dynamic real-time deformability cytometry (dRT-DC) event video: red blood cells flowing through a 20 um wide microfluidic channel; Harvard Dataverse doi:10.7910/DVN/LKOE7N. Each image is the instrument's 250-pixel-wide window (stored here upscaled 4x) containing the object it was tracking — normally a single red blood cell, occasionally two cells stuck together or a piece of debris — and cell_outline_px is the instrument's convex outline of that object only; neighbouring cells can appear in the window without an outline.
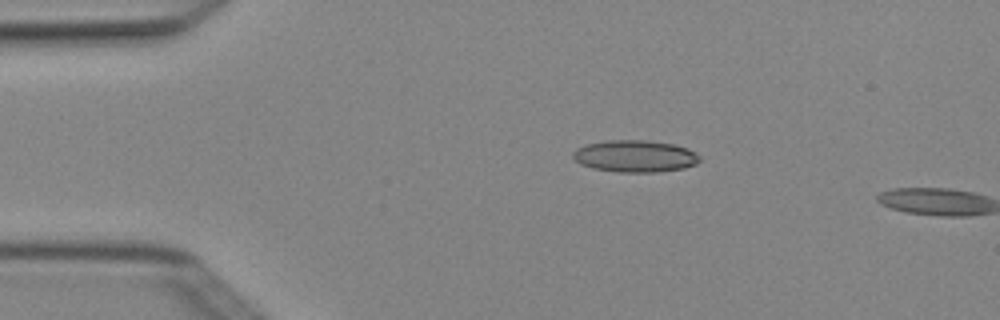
{"species": "Egyptian fruit bat (a non-hibernating species)", "species_latin": "Rousettus aegyptiacus", "temperature_condition": "cold", "stored_images_in_passage": 4, "segment_of_instrument_passage": [1, 2], "camera_frame_rate_fps": 3000, "um_per_image_px": 0.085, "animal": {"sex": "female"}, "frame": {"image": 1, "passage_image": 3, "time_ms": 0.667, "image_size_px": [1000, 320], "cell_outline_px": [[700, 160], [696, 164], [684, 168], [656, 172], [616, 172], [592, 168], [580, 164], [572, 156], [572, 152], [576, 148], [584, 144], [608, 140], [644, 140], [672, 144], [688, 148], [696, 152], [700, 156]], "centroid_in_image_um": [53.96, 13.27], "position_along_channel_um": 31.0, "area_um2": 23.76}}